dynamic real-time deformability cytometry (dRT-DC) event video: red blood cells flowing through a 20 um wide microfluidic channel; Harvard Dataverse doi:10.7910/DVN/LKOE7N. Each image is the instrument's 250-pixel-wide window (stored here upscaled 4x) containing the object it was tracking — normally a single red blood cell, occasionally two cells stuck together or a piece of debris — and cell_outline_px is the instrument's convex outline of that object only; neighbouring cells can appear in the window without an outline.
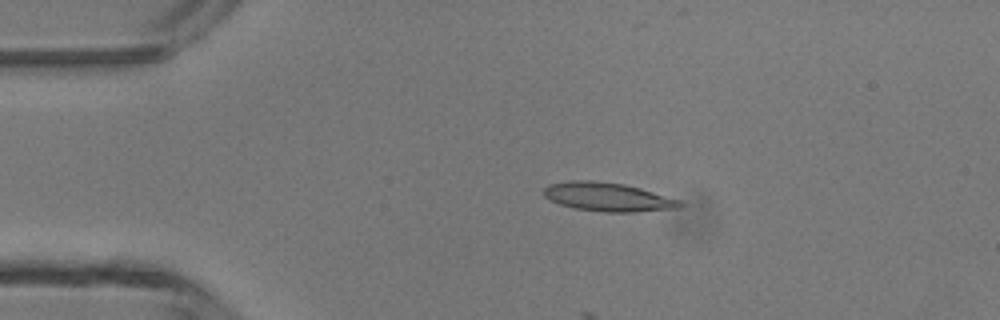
{"species": "common noctule bat (a hibernating species)", "species_latin": "Nyctalus noctula", "temperature_condition": "room temperature", "stored_images_in_passage": 5, "camera_frame_rate_fps": 3000, "um_per_image_px": 0.085, "animal": {"sex": "male", "body_mass_g": 13.3}, "frame": {"image": 1, "passage_image": 3, "time_ms": 2.333, "image_size_px": [1000, 320], "cell_outline_px": [[684, 204], [680, 208], [636, 212], [604, 212], [576, 208], [560, 204], [544, 196], [544, 188], [548, 184], [572, 180], [592, 180], [624, 184], [640, 188], [680, 200]], "centroid_in_image_um": [51.69, 16.74], "position_along_channel_um": 33.3, "area_um2": 22.72}}